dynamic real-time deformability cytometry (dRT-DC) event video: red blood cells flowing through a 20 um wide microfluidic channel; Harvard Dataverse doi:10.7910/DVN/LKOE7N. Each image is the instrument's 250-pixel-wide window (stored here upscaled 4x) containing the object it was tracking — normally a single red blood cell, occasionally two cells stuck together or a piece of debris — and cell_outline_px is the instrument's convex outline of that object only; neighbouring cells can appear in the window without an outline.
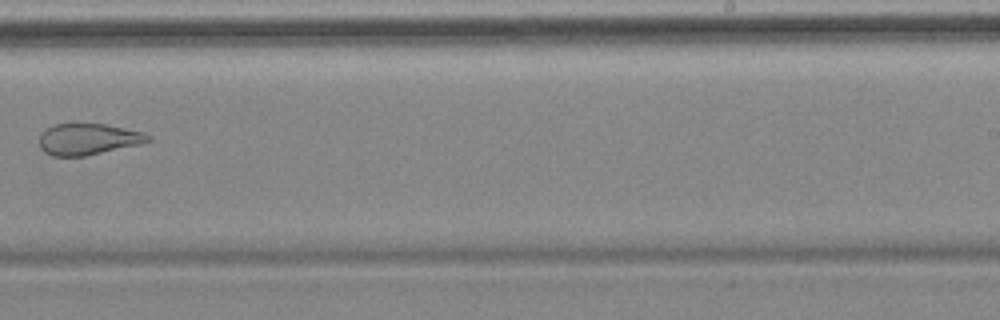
{"species": "common noctule bat (a hibernating species)", "species_latin": "Nyctalus noctula", "temperature_condition": "cold", "stored_images_in_passage": 12, "camera_frame_rate_fps": 3000, "um_per_image_px": 0.085, "animal": {"sex": "female", "body_mass_g": 18.4}, "frame": {"image": 1, "passage_image": 9, "time_ms": 10.333, "image_size_px": [1000, 320], "cell_outline_px": [[152, 140], [140, 144], [84, 156], [52, 156], [44, 152], [40, 148], [40, 136], [52, 124], [104, 124], [144, 132], [152, 136]], "centroid_in_image_um": [7.51, 11.83], "position_along_channel_um": 281.5, "area_um2": 19.71}, "authors_computed_cell_mechanics": {"area_um2": 24.1315, "velocity_mm_per_s": 3.5258, "shape_relaxation_time_tau1_ms": null, "shape_relaxation_time_tau2_ms": 3.3836, "deformation_change_tau1": null, "deformation_change_tau2": 0.1308}}